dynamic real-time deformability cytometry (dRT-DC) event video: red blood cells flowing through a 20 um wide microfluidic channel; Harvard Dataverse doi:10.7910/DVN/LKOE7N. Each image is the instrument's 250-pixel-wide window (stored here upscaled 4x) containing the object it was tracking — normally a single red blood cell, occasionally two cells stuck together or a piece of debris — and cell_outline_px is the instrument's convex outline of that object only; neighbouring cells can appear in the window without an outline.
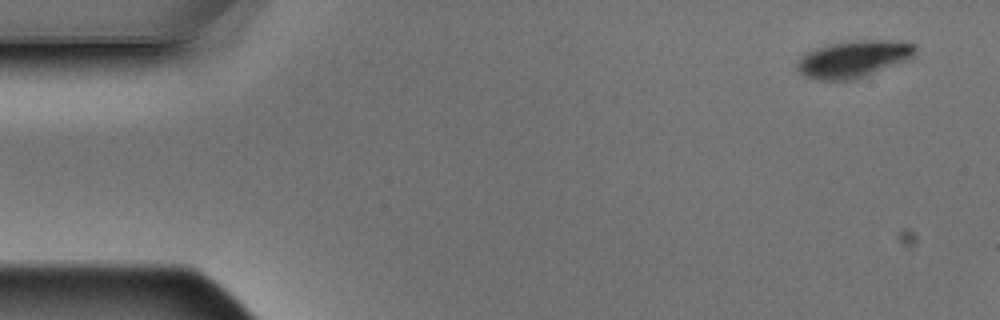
{"species": "Egyptian fruit bat (a non-hibernating species)", "species_latin": "Rousettus aegyptiacus", "temperature_condition": "warm", "stored_images_in_passage": 4, "camera_frame_rate_fps": 3000, "um_per_image_px": 0.085, "animal": {"sex": "male"}, "frame": {"image": 1, "passage_image": 1, "time_ms": 0.0, "image_size_px": [1000, 320], "cell_outline_px": [[916, 56], [912, 60], [856, 80], [816, 80], [804, 76], [796, 68], [796, 64], [800, 56], [816, 48], [828, 44], [852, 40], [888, 40], [916, 44]], "centroid_in_image_um": [72.61, 5.03], "position_along_channel_um": 12.4, "area_um2": 26.13}}
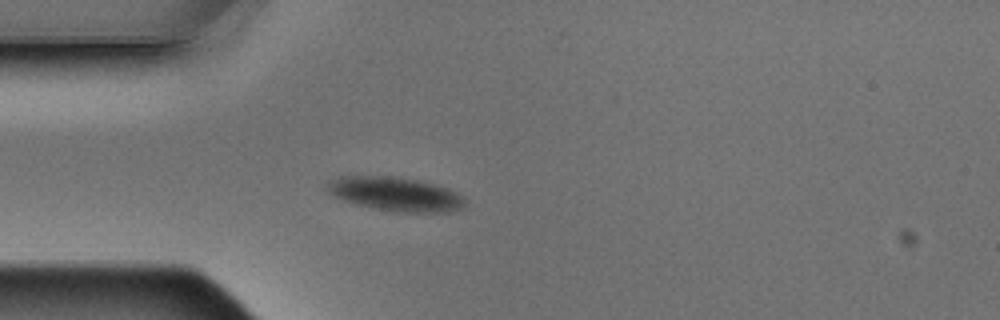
{"frame": {"image": 2, "passage_image": 4, "time_ms": 1.0, "image_size_px": [1000, 320], "cell_outline_px": [[464, 208], [448, 212], [396, 212], [356, 204], [332, 196], [324, 188], [328, 180], [340, 176], [400, 176], [420, 180], [448, 188], [464, 196]], "centroid_in_image_um": [33.59, 16.48], "position_along_channel_um": 51.4, "area_um2": 27.63}}